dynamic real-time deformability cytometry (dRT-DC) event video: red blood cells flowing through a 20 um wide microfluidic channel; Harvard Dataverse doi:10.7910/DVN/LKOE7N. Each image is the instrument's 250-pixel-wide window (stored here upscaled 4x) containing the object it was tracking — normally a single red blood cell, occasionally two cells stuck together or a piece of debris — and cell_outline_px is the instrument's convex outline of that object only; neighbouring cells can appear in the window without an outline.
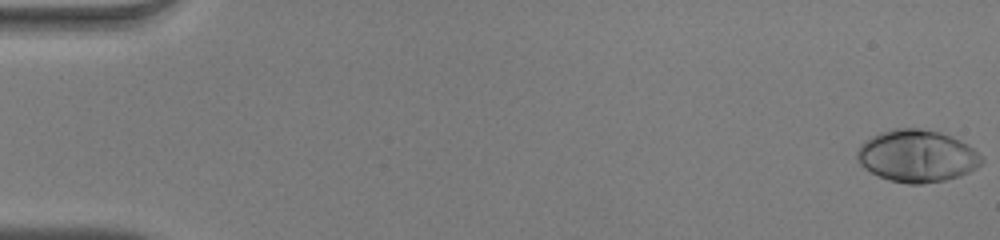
{"species": "human", "species_latin": "Homo sapiens", "temperature_condition": "warm", "stored_images_in_passage": 52, "camera_frame_rate_fps": 3000, "um_per_image_px": 0.085, "donor": {"sex": "male"}, "frame": {"image": 1, "passage_image": 1, "time_ms": 0.0, "image_size_px": [1000, 240], "cell_outline_px": [[984, 160], [976, 168], [960, 176], [944, 180], [920, 184], [908, 184], [888, 180], [864, 168], [860, 164], [856, 156], [856, 152], [860, 144], [872, 136], [880, 132], [896, 128], [920, 128], [940, 132], [952, 136], [960, 140], [972, 148]], "centroid_in_image_um": [77.92, 13.25], "position_along_channel_um": 7.1, "area_um2": 37.74}}
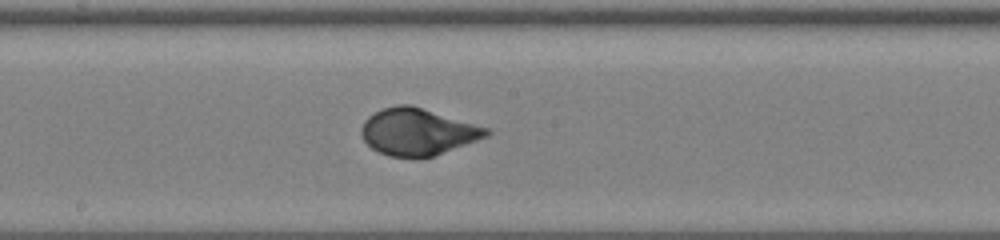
{"frame": {"image": 2, "passage_image": 29, "time_ms": 9.333, "image_size_px": [1000, 240], "cell_outline_px": [[492, 132], [488, 136], [432, 156], [388, 156], [372, 148], [364, 140], [360, 132], [360, 128], [364, 120], [368, 116], [384, 108], [396, 104], [408, 104], [492, 128]], "centroid_in_image_um": [35.51, 11.18], "position_along_channel_um": 212.7, "area_um2": 33.81}}
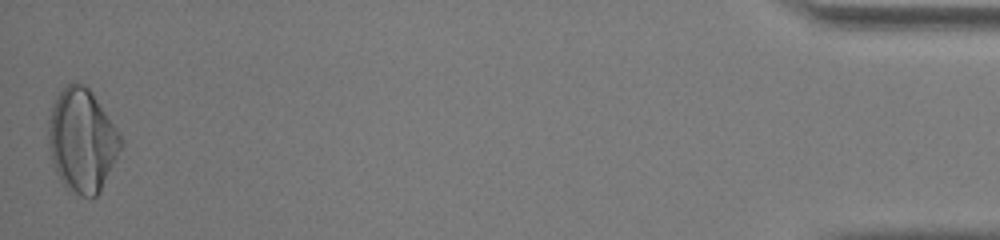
{"frame": {"image": 3, "passage_image": 52, "time_ms": 17.0, "image_size_px": [1000, 240], "cell_outline_px": [[124, 144], [100, 192], [96, 196], [80, 196], [64, 184], [60, 180], [56, 172], [52, 160], [48, 140], [48, 120], [52, 104], [56, 96], [72, 80], [76, 80], [84, 84], [92, 92], [124, 140]], "centroid_in_image_um": [6.98, 11.9], "position_along_channel_um": 428.2, "area_um2": 43.58}, "authors_computed_cell_mechanics": {"area_um2": 34.5933, "velocity_mm_per_s": 3.9949, "shape_relaxation_time_tau1_ms": 4.236, "shape_relaxation_time_tau2_ms": null, "deformation_change_tau1": 0.2294, "deformation_change_tau2": null}}